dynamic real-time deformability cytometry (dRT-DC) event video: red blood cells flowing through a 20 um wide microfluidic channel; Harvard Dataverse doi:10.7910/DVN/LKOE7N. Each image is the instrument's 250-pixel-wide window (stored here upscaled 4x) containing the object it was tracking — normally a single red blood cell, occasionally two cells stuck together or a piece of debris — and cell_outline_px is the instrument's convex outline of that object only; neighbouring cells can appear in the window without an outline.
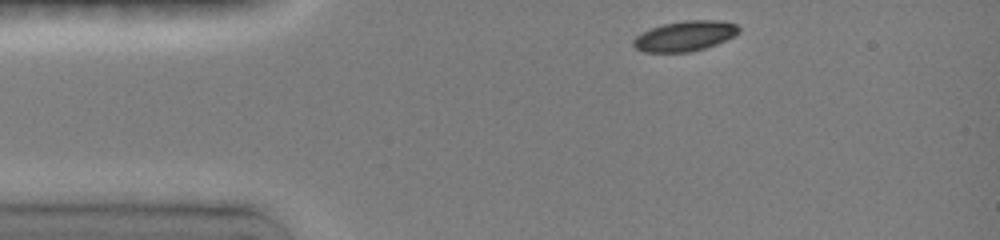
{"species": "common noctule bat (a hibernating species)", "species_latin": "Nyctalus noctula", "temperature_condition": "room temperature", "stored_images_in_passage": 46, "camera_frame_rate_fps": 3000, "um_per_image_px": 0.085, "animal": {"sex": "female", "body_mass_g": 19.0, "forearm_length_mm": 51.5}, "frame": {"image": 1, "passage_image": 1, "time_ms": 0.0, "image_size_px": [1000, 240], "cell_outline_px": [[740, 32], [724, 40], [704, 48], [688, 52], [644, 52], [636, 48], [632, 44], [632, 40], [636, 36], [652, 28], [664, 24], [684, 20], [716, 20], [736, 24], [740, 28]], "centroid_in_image_um": [58.2, 3.06], "position_along_channel_um": 26.8, "area_um2": 18.26}}
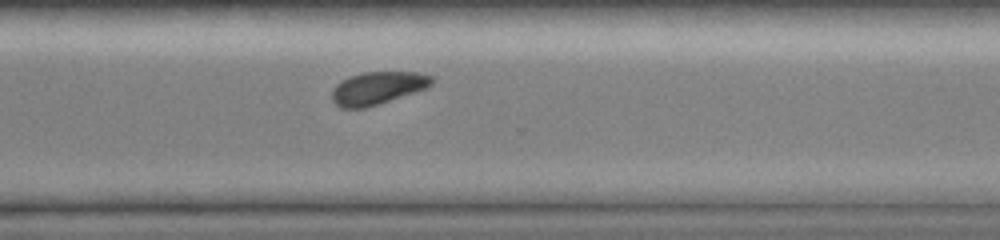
{"frame": {"image": 2, "passage_image": 36, "time_ms": 9.0, "image_size_px": [1000, 240], "cell_outline_px": [[432, 84], [424, 88], [364, 108], [340, 108], [332, 100], [332, 92], [336, 84], [348, 76], [364, 72], [416, 72], [432, 76]], "centroid_in_image_um": [32.03, 7.47], "position_along_channel_um": 338.6, "area_um2": 18.55}}
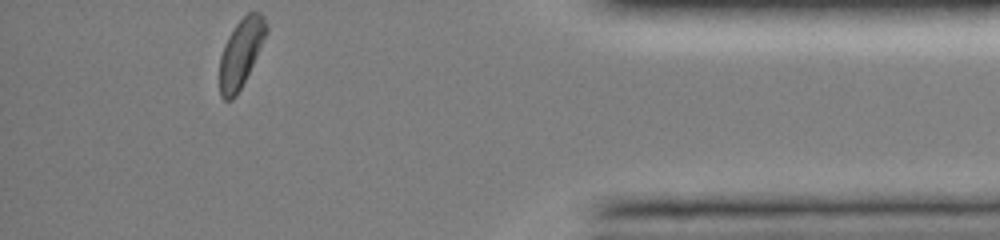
{"frame": {"image": 3, "passage_image": 46, "time_ms": 11.667, "image_size_px": [1000, 240], "cell_outline_px": [[268, 32], [236, 96], [232, 100], [224, 100], [220, 96], [220, 56], [224, 44], [228, 36], [236, 24], [248, 12], [260, 12], [264, 16], [268, 24]], "centroid_in_image_um": [20.48, 4.47], "position_along_channel_um": 414.7, "area_um2": 18.32}, "authors_computed_cell_mechanics": {"area_um2": 19.3052, "velocity_mm_per_s": 3.9987, "shape_relaxation_time_tau1_ms": 1.8215, "shape_relaxation_time_tau2_ms": null, "deformation_change_tau1": 0.0792, "deformation_change_tau2": null}}